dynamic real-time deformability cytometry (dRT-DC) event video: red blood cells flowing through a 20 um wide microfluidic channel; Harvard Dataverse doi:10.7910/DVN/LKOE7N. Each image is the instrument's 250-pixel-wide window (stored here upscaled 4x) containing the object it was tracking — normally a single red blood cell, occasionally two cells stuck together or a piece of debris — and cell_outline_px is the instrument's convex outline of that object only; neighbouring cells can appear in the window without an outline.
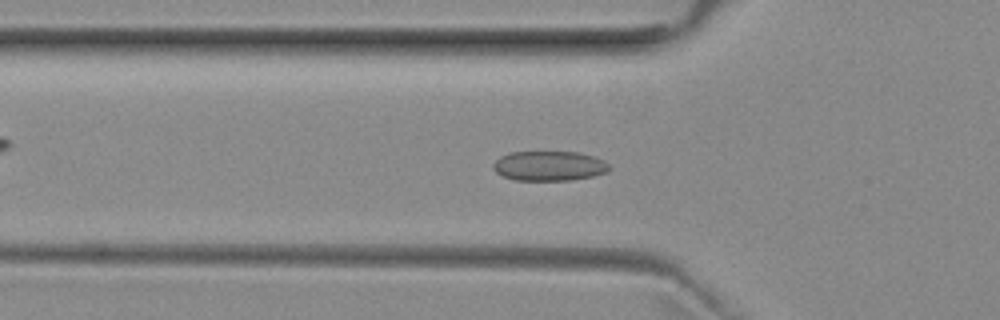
{"species": "common noctule bat (a hibernating species)", "species_latin": "Nyctalus noctula", "temperature_condition": "room temperature", "stored_images_in_passage": 47, "camera_frame_rate_fps": 3000, "um_per_image_px": 0.085, "animal": {"sex": "female", "body_mass_g": 29.2, "forearm_length_mm": 56.3}, "frame": {"image": 1, "passage_image": 17, "time_ms": 5.333, "image_size_px": [1000, 320], "cell_outline_px": [[612, 168], [608, 172], [592, 176], [568, 180], [516, 180], [504, 176], [496, 172], [492, 168], [492, 164], [500, 156], [512, 152], [580, 152], [604, 160]], "centroid_in_image_um": [46.69, 14.1], "position_along_channel_um": 79.1, "area_um2": 20.11}}
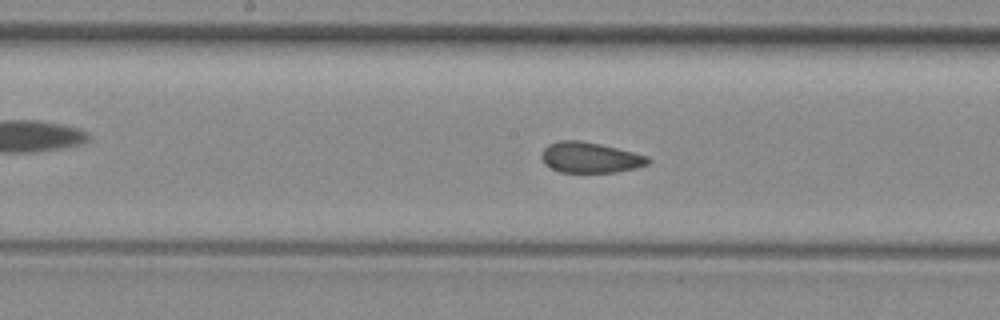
{"frame": {"image": 2, "passage_image": 26, "time_ms": 8.333, "image_size_px": [1000, 320], "cell_outline_px": [[652, 160], [648, 164], [636, 168], [616, 172], [560, 172], [544, 164], [540, 156], [544, 148], [548, 144], [560, 140], [580, 140], [600, 144], [648, 156]], "centroid_in_image_um": [50.15, 13.39], "position_along_channel_um": 198.1, "area_um2": 19.02}}
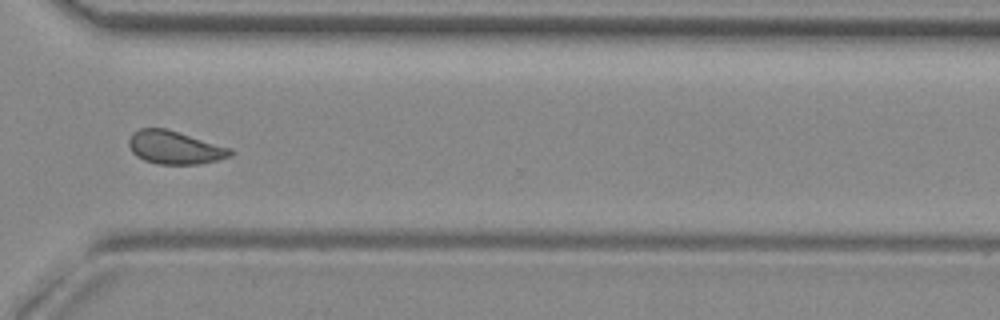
{"frame": {"image": 3, "passage_image": 38, "time_ms": 12.333, "image_size_px": [1000, 320], "cell_outline_px": [[236, 152], [232, 156], [200, 164], [160, 164], [144, 160], [136, 156], [132, 152], [128, 144], [128, 140], [132, 132], [140, 128], [168, 128], [232, 148]], "centroid_in_image_um": [14.88, 12.52], "position_along_channel_um": 355.7, "area_um2": 19.94}}